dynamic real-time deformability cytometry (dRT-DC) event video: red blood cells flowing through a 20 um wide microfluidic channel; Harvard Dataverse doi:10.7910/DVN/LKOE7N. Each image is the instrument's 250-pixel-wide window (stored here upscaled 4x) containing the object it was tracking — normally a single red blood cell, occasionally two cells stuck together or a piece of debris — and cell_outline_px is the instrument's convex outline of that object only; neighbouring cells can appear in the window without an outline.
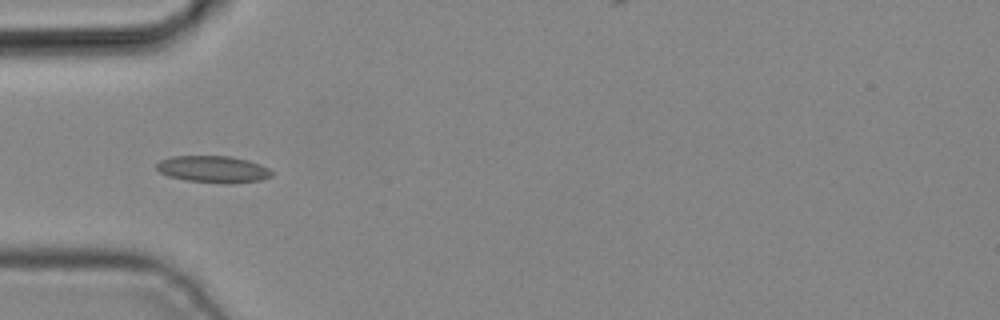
{"species": "common noctule bat (a hibernating species)", "species_latin": "Nyctalus noctula", "temperature_condition": "cold", "stored_images_in_passage": 3, "camera_frame_rate_fps": 3000, "um_per_image_px": 0.085, "animal": {"sex": "male", "body_mass_g": 19.2, "forearm_length_mm": 51.8}, "frame": {"image": 1, "passage_image": 1, "time_ms": 0.0, "image_size_px": [1000, 320], "cell_outline_px": [[272, 176], [260, 180], [232, 184], [228, 184], [188, 180], [168, 176], [160, 172], [156, 168], [156, 164], [160, 160], [172, 156], [232, 156], [248, 160], [260, 164], [268, 168], [272, 172]], "centroid_in_image_um": [18.13, 14.38], "position_along_channel_um": 66.9, "area_um2": 18.03}}
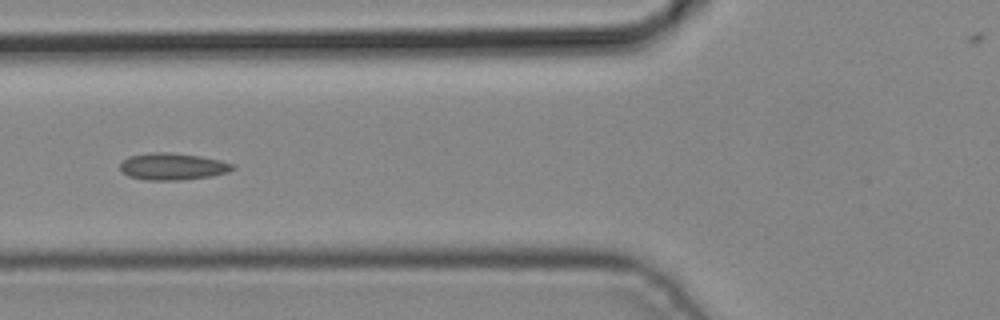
{"frame": {"image": 2, "passage_image": 2, "time_ms": 0.333, "image_size_px": [1000, 320], "cell_outline_px": [[236, 168], [228, 172], [212, 176], [180, 180], [144, 180], [128, 176], [120, 168], [120, 164], [128, 156], [152, 152], [168, 152], [200, 156], [220, 160], [236, 164]], "centroid_in_image_um": [14.7, 14.15], "position_along_channel_um": 111.1, "area_um2": 17.74}}
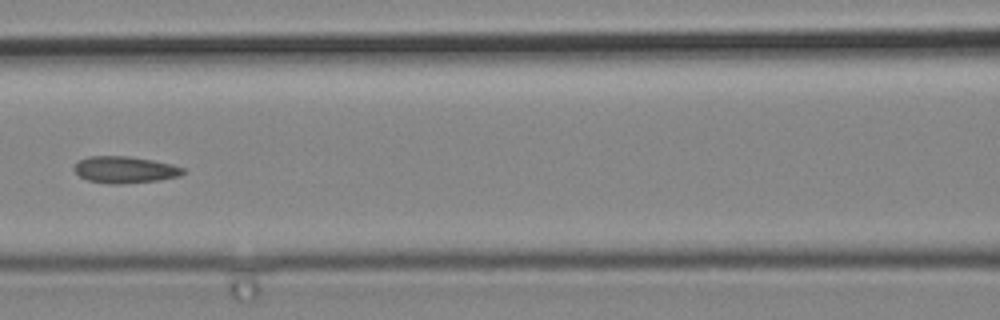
{"frame": {"image": 3, "passage_image": 3, "time_ms": 0.667, "image_size_px": [1000, 320], "cell_outline_px": [[184, 172], [180, 176], [160, 180], [120, 184], [108, 184], [88, 180], [80, 176], [72, 168], [80, 160], [88, 156], [128, 156], [152, 160], [172, 164], [184, 168]], "centroid_in_image_um": [10.62, 14.43], "position_along_channel_um": 156.0, "area_um2": 16.94}}